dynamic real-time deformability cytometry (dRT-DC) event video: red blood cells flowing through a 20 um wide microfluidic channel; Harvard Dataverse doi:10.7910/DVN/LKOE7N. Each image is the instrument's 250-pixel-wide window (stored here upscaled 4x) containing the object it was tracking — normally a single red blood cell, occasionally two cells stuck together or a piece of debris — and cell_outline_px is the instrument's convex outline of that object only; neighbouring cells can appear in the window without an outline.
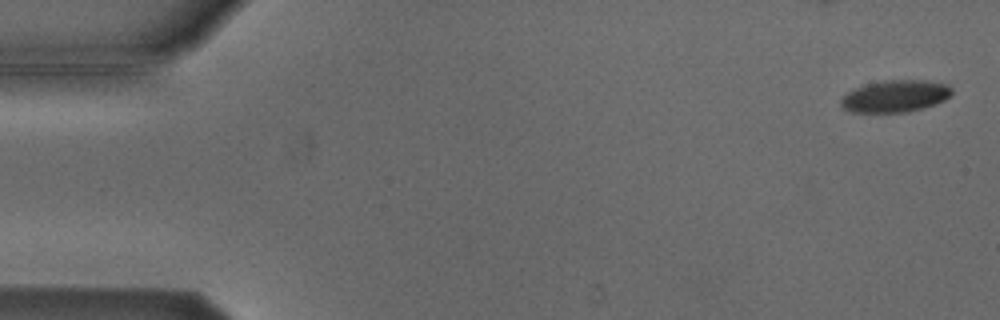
{"species": "Egyptian fruit bat (a non-hibernating species)", "species_latin": "Rousettus aegyptiacus", "temperature_condition": "cold", "stored_images_in_passage": 5, "camera_frame_rate_fps": 3000, "um_per_image_px": 0.085, "animal": {"sex": "male"}, "frame": {"image": 1, "passage_image": 1, "time_ms": 0.0, "image_size_px": [1000, 320], "cell_outline_px": [[952, 92], [944, 100], [936, 104], [924, 108], [908, 112], [852, 112], [844, 108], [840, 104], [840, 100], [848, 92], [864, 84], [884, 80], [928, 80], [948, 84], [952, 88]], "centroid_in_image_um": [76.12, 8.16], "position_along_channel_um": 8.9, "area_um2": 20.75}}
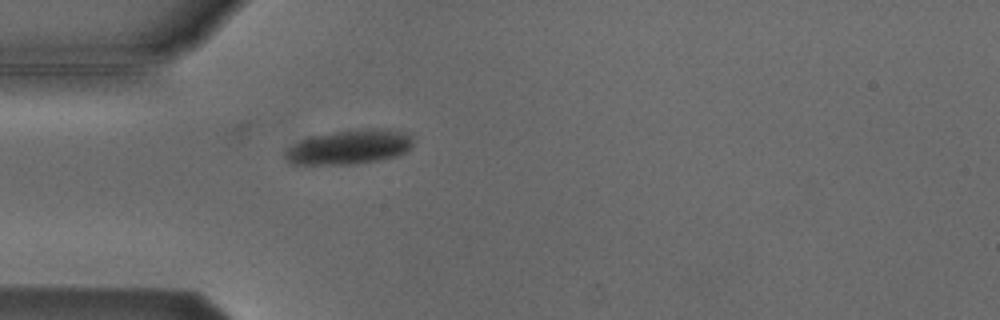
{"frame": {"image": 2, "passage_image": 5, "time_ms": 4.667, "image_size_px": [1000, 320], "cell_outline_px": [[412, 144], [404, 152], [396, 156], [380, 160], [352, 164], [292, 164], [284, 156], [284, 152], [292, 144], [300, 140], [312, 136], [332, 132], [360, 128], [388, 128], [404, 132], [412, 136]], "centroid_in_image_um": [29.69, 12.48], "position_along_channel_um": 55.3, "area_um2": 25.78}}